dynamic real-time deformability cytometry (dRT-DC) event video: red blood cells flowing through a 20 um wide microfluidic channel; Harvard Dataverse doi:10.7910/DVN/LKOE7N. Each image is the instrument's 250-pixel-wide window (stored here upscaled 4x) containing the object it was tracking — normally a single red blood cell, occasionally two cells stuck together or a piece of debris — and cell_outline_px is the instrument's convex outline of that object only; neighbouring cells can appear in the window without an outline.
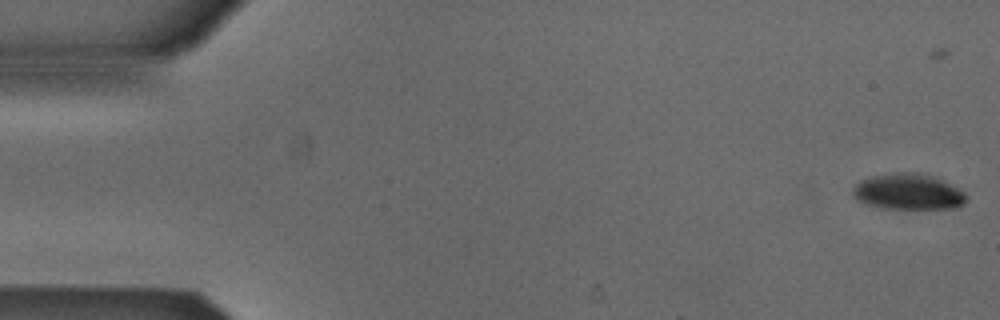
{"species": "Egyptian fruit bat (a non-hibernating species)", "species_latin": "Rousettus aegyptiacus", "temperature_condition": "cold", "stored_images_in_passage": 41, "camera_frame_rate_fps": 3000, "um_per_image_px": 0.085, "animal": {"sex": "male"}, "frame": {"image": 1, "passage_image": 2, "time_ms": 0.333, "image_size_px": [1000, 320], "cell_outline_px": [[968, 200], [964, 204], [956, 208], [880, 208], [856, 200], [852, 196], [852, 188], [860, 180], [872, 176], [896, 172], [916, 172], [936, 176], [960, 188], [968, 196]], "centroid_in_image_um": [77.23, 16.28], "position_along_channel_um": 7.8, "area_um2": 24.16}}
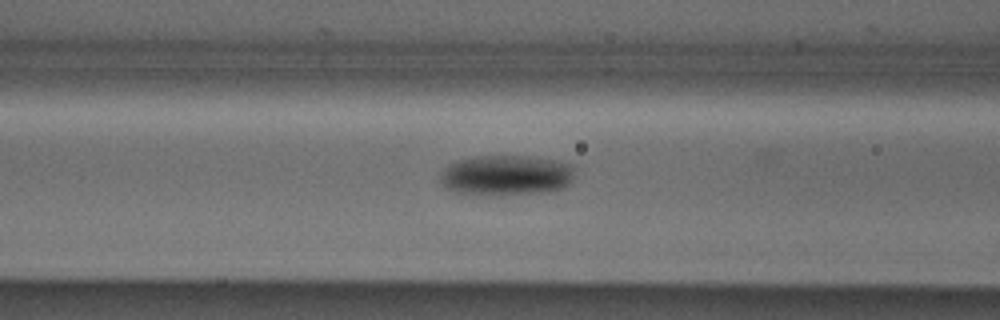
{"frame": {"image": 2, "passage_image": 22, "time_ms": 7.0, "image_size_px": [1000, 320], "cell_outline_px": [[572, 180], [564, 188], [548, 192], [488, 196], [456, 192], [444, 188], [440, 180], [440, 176], [444, 168], [448, 164], [472, 156], [528, 156], [556, 160], [572, 164]], "centroid_in_image_um": [43.0, 14.91], "position_along_channel_um": 123.6, "area_um2": 32.02}}
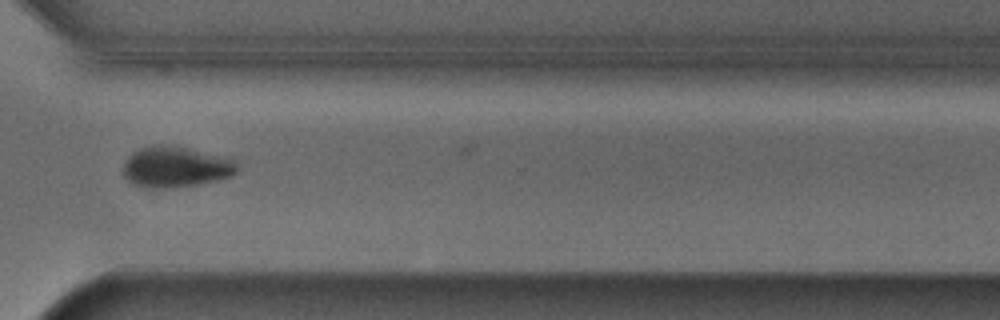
{"frame": {"image": 3, "passage_image": 40, "time_ms": 13.0, "image_size_px": [1000, 320], "cell_outline_px": [[236, 172], [232, 176], [216, 180], [196, 184], [164, 188], [144, 188], [132, 184], [124, 176], [124, 160], [132, 152], [140, 148], [156, 144], [176, 144], [232, 156], [236, 164]], "centroid_in_image_um": [14.95, 14.14], "position_along_channel_um": 355.6, "area_um2": 27.92}}